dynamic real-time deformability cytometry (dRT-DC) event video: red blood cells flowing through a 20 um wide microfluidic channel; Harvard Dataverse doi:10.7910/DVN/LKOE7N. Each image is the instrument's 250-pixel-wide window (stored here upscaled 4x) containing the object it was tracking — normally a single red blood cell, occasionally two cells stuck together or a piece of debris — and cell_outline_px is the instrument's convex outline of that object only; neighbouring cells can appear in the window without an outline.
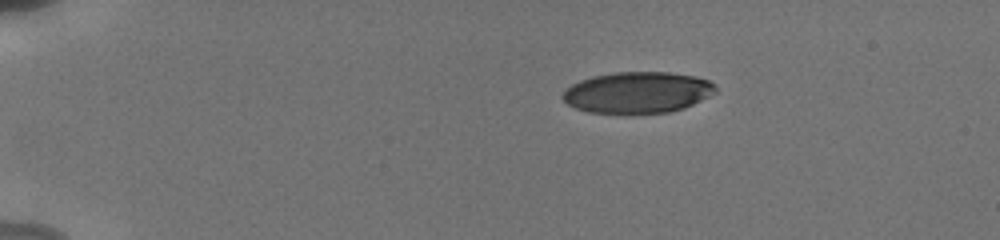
{"species": "human", "species_latin": "Homo sapiens", "temperature_condition": "cold", "stored_images_in_passage": 13, "camera_frame_rate_fps": 3000, "um_per_image_px": 0.085, "donor": {"sex": "male"}, "frame": {"image": 1, "passage_image": 1, "time_ms": 0.0, "image_size_px": [1000, 240], "cell_outline_px": [[716, 92], [684, 108], [668, 112], [628, 116], [588, 112], [576, 108], [568, 104], [560, 96], [572, 84], [580, 80], [592, 76], [616, 72], [668, 72], [696, 76], [708, 80], [716, 84]], "centroid_in_image_um": [54.17, 7.89], "position_along_channel_um": 30.8, "area_um2": 37.51}}